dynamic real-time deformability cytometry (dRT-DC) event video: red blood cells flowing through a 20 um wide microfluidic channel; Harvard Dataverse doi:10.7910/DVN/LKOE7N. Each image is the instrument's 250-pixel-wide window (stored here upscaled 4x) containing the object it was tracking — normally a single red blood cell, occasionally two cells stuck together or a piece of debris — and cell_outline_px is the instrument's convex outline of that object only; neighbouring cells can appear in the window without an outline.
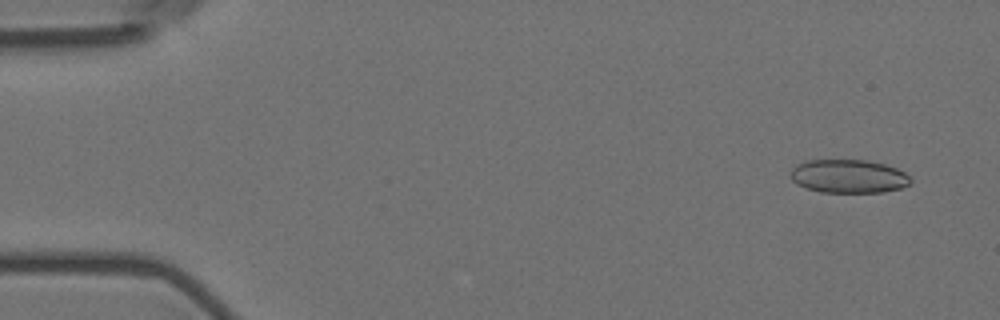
{"species": "Egyptian fruit bat (a non-hibernating species)", "species_latin": "Rousettus aegyptiacus", "temperature_condition": "room temperature", "stored_images_in_passage": 57, "camera_frame_rate_fps": 3000, "um_per_image_px": 0.085, "animal": {"sex": "female"}, "frame": {"image": 1, "passage_image": 4, "time_ms": 1.0, "image_size_px": [1000, 320], "cell_outline_px": [[912, 180], [908, 184], [900, 188], [880, 192], [820, 192], [804, 188], [796, 184], [788, 176], [792, 168], [796, 164], [804, 160], [868, 160], [884, 164], [896, 168], [904, 172]], "centroid_in_image_um": [72.05, 14.98], "position_along_channel_um": 13.0, "area_um2": 23.58}}
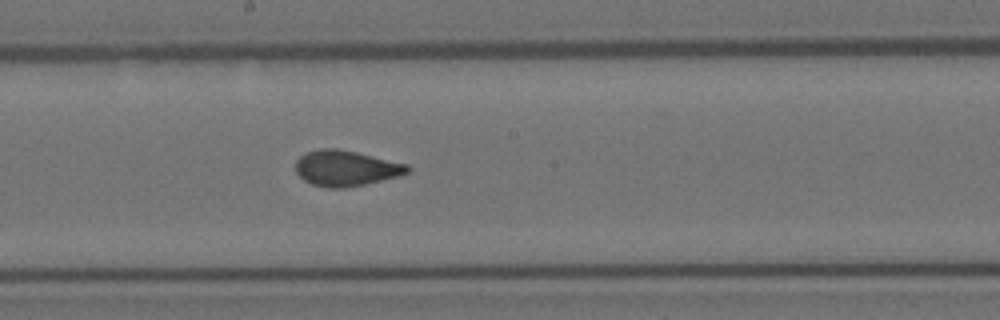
{"frame": {"image": 2, "passage_image": 31, "time_ms": 10.0, "image_size_px": [1000, 320], "cell_outline_px": [[412, 168], [408, 172], [396, 176], [364, 184], [344, 188], [328, 188], [312, 184], [304, 180], [296, 172], [296, 160], [300, 156], [308, 152], [320, 148], [336, 148], [356, 152], [408, 164]], "centroid_in_image_um": [29.38, 14.29], "position_along_channel_um": 218.8, "area_um2": 23.0}}
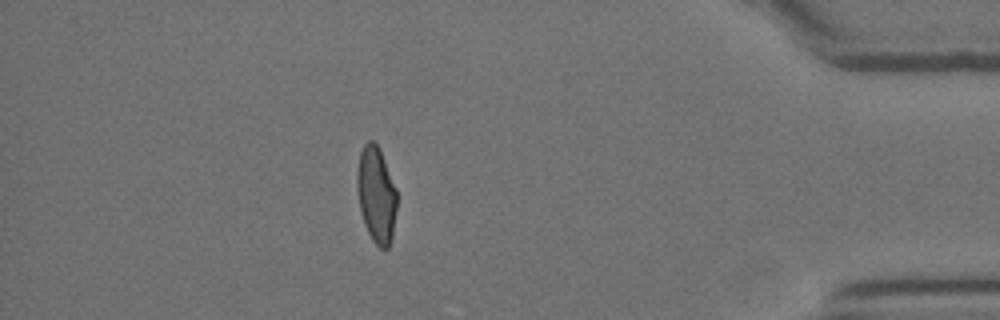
{"frame": {"image": 3, "passage_image": 50, "time_ms": 16.333, "image_size_px": [1000, 320], "cell_outline_px": [[396, 208], [392, 236], [388, 248], [380, 248], [372, 240], [364, 224], [360, 212], [356, 188], [356, 172], [360, 152], [364, 144], [368, 140], [372, 140], [380, 148], [396, 188]], "centroid_in_image_um": [31.96, 16.52], "position_along_channel_um": 403.2, "area_um2": 22.48}, "authors_computed_cell_mechanics": {"area_um2": 23.12, "velocity_mm_per_s": 3.5974, "shape_relaxation_time_tau1_ms": null, "shape_relaxation_time_tau2_ms": 0.9071, "deformation_change_tau1": null, "deformation_change_tau2": 0.0771}}